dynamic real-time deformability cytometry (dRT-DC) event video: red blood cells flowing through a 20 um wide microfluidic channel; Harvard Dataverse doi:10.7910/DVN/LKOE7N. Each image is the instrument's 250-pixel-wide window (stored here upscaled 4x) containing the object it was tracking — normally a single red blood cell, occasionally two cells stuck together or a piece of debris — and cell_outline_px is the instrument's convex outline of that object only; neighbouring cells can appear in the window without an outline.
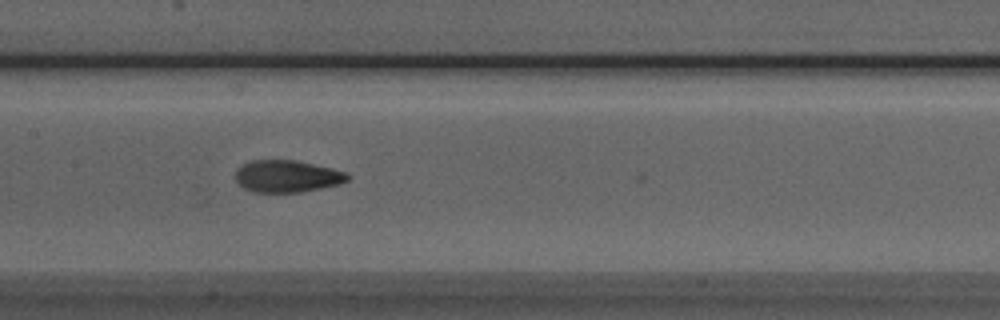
{"species": "Egyptian fruit bat (a non-hibernating species)", "species_latin": "Rousettus aegyptiacus", "temperature_condition": "room temperature", "stored_images_in_passage": 31, "camera_frame_rate_fps": 3000, "um_per_image_px": 0.085, "animal": {"sex": "male"}, "frame": {"image": 1, "passage_image": 14, "time_ms": 4.333, "image_size_px": [1000, 320], "cell_outline_px": [[352, 176], [348, 180], [340, 184], [300, 192], [252, 192], [244, 188], [236, 180], [236, 172], [244, 164], [252, 160], [296, 160], [332, 168], [348, 172]], "centroid_in_image_um": [24.46, 14.98], "position_along_channel_um": 182.9, "area_um2": 20.92}}
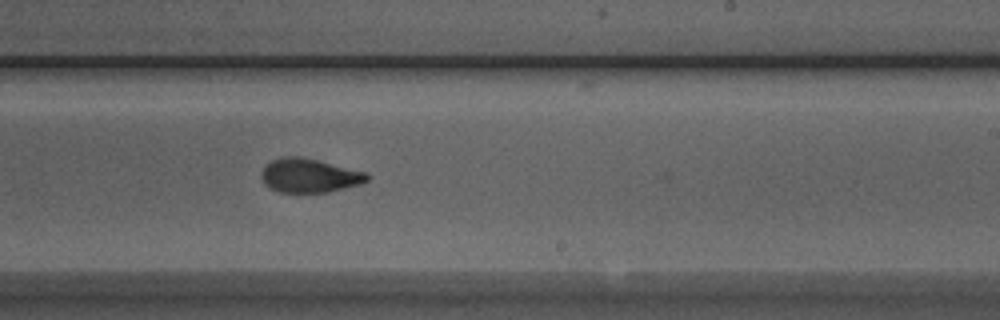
{"frame": {"image": 2, "passage_image": 20, "time_ms": 6.333, "image_size_px": [1000, 320], "cell_outline_px": [[368, 180], [360, 184], [328, 192], [280, 192], [268, 188], [264, 184], [260, 176], [260, 172], [272, 160], [284, 156], [300, 156], [364, 172], [368, 176]], "centroid_in_image_um": [26.23, 14.93], "position_along_channel_um": 262.8, "area_um2": 20.63}}
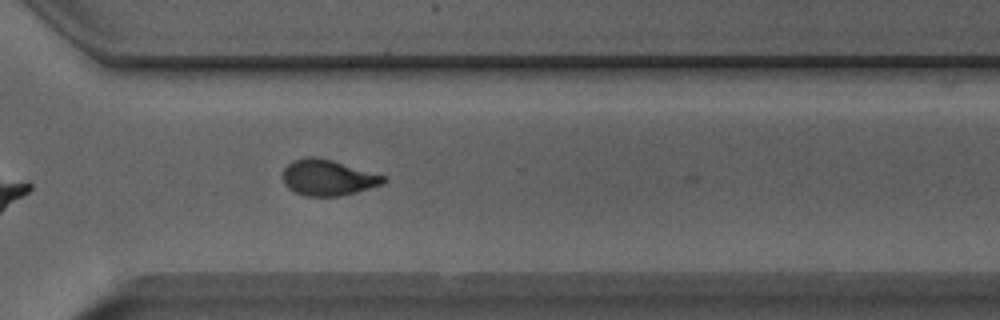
{"frame": {"image": 3, "passage_image": 26, "time_ms": 8.333, "image_size_px": [1000, 320], "cell_outline_px": [[384, 180], [380, 184], [356, 192], [340, 196], [304, 196], [288, 188], [284, 184], [284, 168], [292, 160], [312, 156], [332, 160], [384, 176]], "centroid_in_image_um": [27.81, 15.1], "position_along_channel_um": 342.8, "area_um2": 20.58}, "authors_computed_cell_mechanics": {"area_um2": 21.097, "velocity_mm_per_s": 4.0058, "shape_relaxation_time_tau1_ms": 5.6841, "shape_relaxation_time_tau2_ms": 1.4173, "deformation_change_tau1": 0.1952, "deformation_change_tau2": 0.0838}}